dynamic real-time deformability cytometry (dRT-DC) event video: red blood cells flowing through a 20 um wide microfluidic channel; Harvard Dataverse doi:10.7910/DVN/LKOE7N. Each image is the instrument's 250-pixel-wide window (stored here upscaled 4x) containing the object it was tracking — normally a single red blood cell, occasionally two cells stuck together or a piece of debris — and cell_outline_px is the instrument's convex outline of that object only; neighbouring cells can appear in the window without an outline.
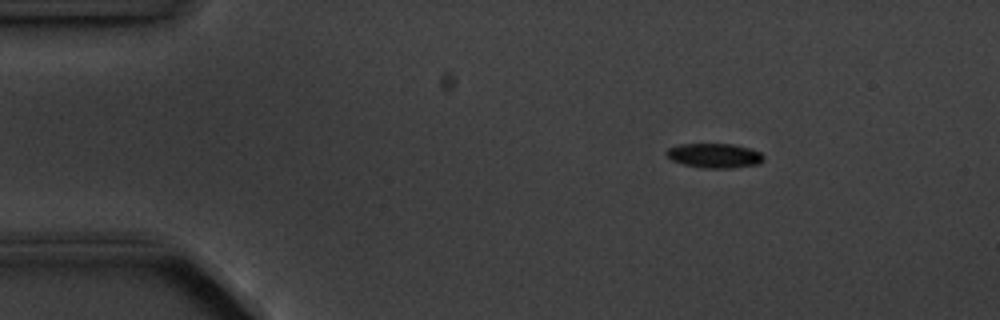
{"species": "common noctule bat (a hibernating species)", "species_latin": "Nyctalus noctula", "temperature_condition": "cold", "stored_images_in_passage": 3, "camera_frame_rate_fps": 3000, "um_per_image_px": 0.085, "animal": {"sex": "male", "body_mass_g": 20.1, "forearm_length_mm": 53.5}, "frame": {"image": 1, "passage_image": 1, "time_ms": 0.0, "image_size_px": [1000, 320], "cell_outline_px": [[764, 160], [756, 164], [728, 168], [704, 168], [684, 164], [672, 160], [664, 152], [668, 148], [680, 144], [732, 144], [748, 148], [760, 152], [764, 156]], "centroid_in_image_um": [60.71, 13.22], "position_along_channel_um": 24.3, "area_um2": 13.7}}